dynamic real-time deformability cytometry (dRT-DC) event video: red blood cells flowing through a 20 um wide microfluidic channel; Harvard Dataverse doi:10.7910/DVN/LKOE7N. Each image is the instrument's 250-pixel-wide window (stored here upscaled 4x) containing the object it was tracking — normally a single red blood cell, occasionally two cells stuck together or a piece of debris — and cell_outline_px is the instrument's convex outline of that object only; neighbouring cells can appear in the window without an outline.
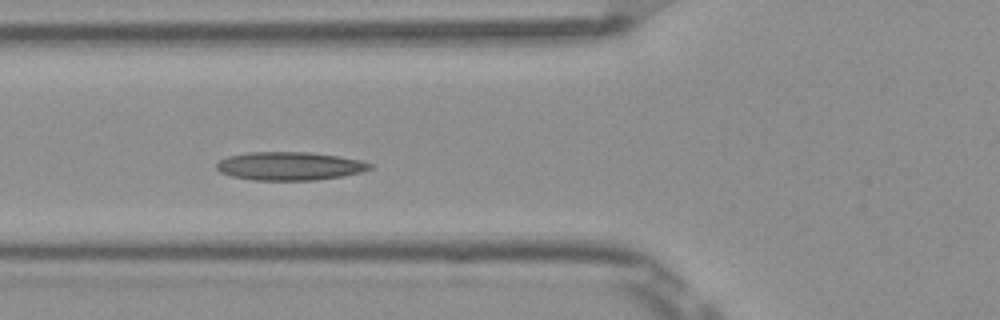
{"species": "Egyptian fruit bat (a non-hibernating species)", "species_latin": "Rousettus aegyptiacus", "temperature_condition": "room temperature", "stored_images_in_passage": 6, "camera_frame_rate_fps": 3000, "um_per_image_px": 0.085, "frame": {"image": 1, "passage_image": 5, "time_ms": 1.333, "image_size_px": [1000, 320], "cell_outline_px": [[372, 168], [360, 172], [340, 176], [316, 180], [252, 180], [232, 176], [220, 172], [216, 168], [216, 164], [220, 160], [228, 156], [248, 152], [308, 152], [336, 156], [360, 160], [372, 164]], "centroid_in_image_um": [24.58, 14.11], "position_along_channel_um": 101.2, "area_um2": 25.14}}
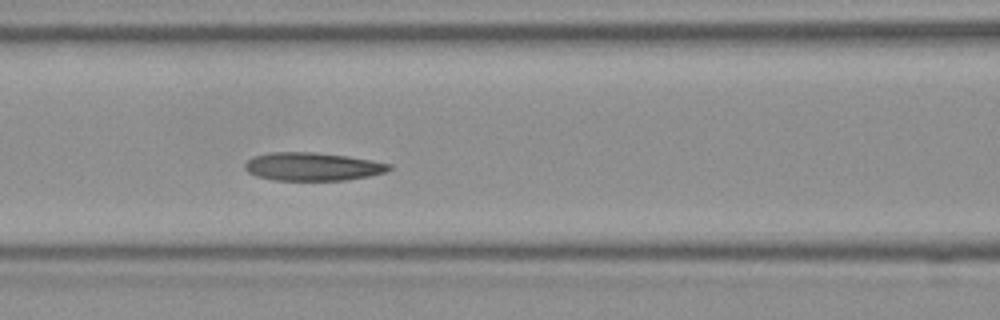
{"frame": {"image": 2, "passage_image": 6, "time_ms": 1.667, "image_size_px": [1000, 320], "cell_outline_px": [[392, 168], [388, 172], [348, 180], [272, 180], [256, 176], [248, 172], [244, 168], [244, 164], [252, 156], [272, 152], [316, 152], [348, 156], [372, 160], [392, 164]], "centroid_in_image_um": [26.58, 14.16], "position_along_channel_um": 140.0, "area_um2": 23.93}}